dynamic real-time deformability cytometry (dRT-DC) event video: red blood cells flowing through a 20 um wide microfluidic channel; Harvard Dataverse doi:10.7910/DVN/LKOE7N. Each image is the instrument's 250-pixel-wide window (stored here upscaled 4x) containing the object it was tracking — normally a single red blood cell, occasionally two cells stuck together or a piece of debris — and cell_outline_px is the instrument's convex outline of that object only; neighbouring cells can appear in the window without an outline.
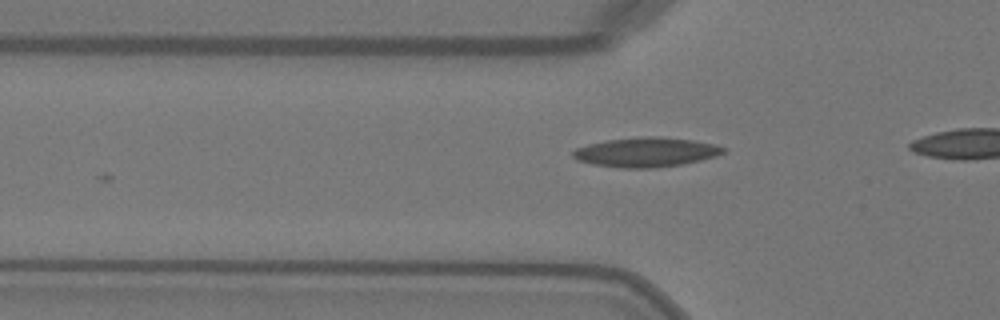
{"species": "Egyptian fruit bat (a non-hibernating species)", "species_latin": "Rousettus aegyptiacus", "temperature_condition": "warm", "stored_images_in_passage": 8, "camera_frame_rate_fps": 3000, "um_per_image_px": 0.085, "animal": {"sex": "female"}, "frame": {"image": 1, "passage_image": 2, "time_ms": 0.333, "image_size_px": [1000, 320], "cell_outline_px": [[728, 148], [724, 152], [716, 156], [700, 160], [680, 164], [656, 168], [620, 168], [592, 164], [576, 160], [572, 156], [572, 152], [576, 148], [588, 144], [608, 140], [648, 136], [652, 136], [692, 140], [712, 144]], "centroid_in_image_um": [54.88, 12.94], "position_along_channel_um": 70.9, "area_um2": 25.66}}
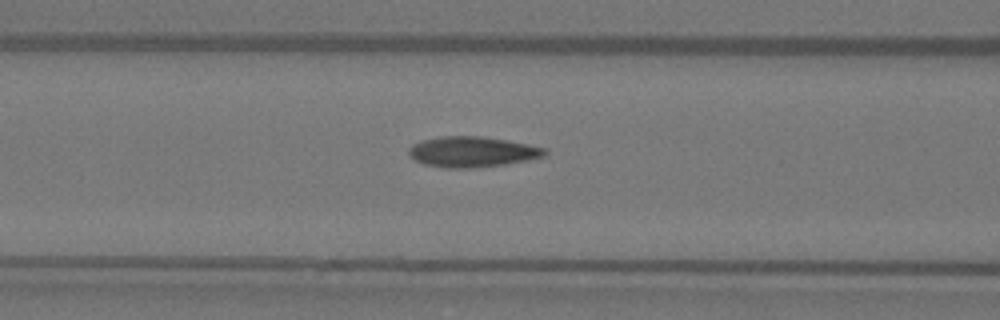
{"frame": {"image": 2, "passage_image": 6, "time_ms": 1.667, "image_size_px": [1000, 320], "cell_outline_px": [[548, 152], [544, 156], [504, 164], [472, 168], [444, 168], [424, 164], [416, 160], [408, 152], [408, 148], [412, 144], [420, 140], [440, 136], [480, 136], [528, 144], [548, 148]], "centroid_in_image_um": [40.11, 12.9], "position_along_channel_um": 126.5, "area_um2": 24.1}}